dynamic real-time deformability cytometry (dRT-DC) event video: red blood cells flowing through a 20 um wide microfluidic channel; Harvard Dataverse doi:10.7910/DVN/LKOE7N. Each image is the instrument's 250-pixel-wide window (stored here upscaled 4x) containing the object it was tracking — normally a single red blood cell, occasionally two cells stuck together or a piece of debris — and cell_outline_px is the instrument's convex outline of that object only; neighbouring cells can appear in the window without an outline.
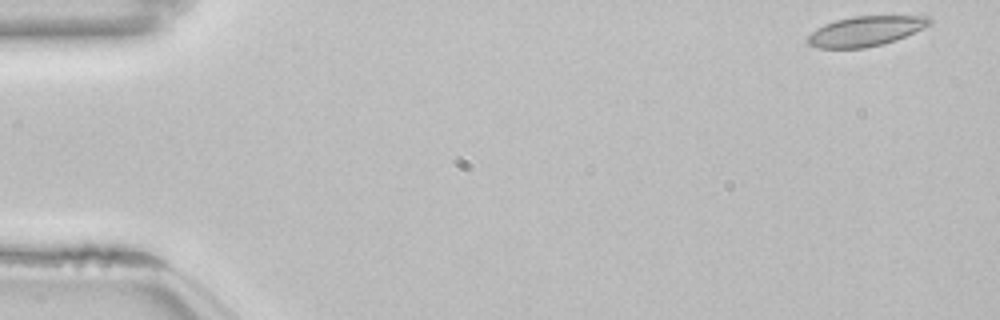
{"species": "common noctule bat (a hibernating species)", "species_latin": "Nyctalus noctula", "temperature_condition": "room temperature", "stored_images_in_passage": 52, "camera_frame_rate_fps": 3000, "um_per_image_px": 0.085, "animal": {"sex": "female", "body_mass_g": 22.7, "forearm_length_mm": 54.2}, "frame": {"image": 1, "passage_image": 1, "time_ms": 0.0, "image_size_px": [1000, 320], "cell_outline_px": [[932, 24], [924, 28], [896, 40], [864, 48], [816, 48], [808, 44], [804, 40], [804, 36], [816, 28], [824, 24], [836, 20], [852, 16], [928, 16], [932, 20]], "centroid_in_image_um": [73.51, 2.65], "position_along_channel_um": 11.5, "area_um2": 21.5}}
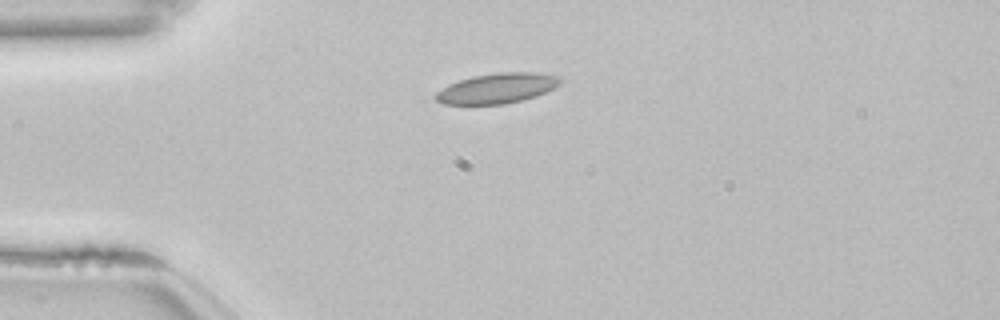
{"frame": {"image": 2, "passage_image": 12, "time_ms": 3.667, "image_size_px": [1000, 320], "cell_outline_px": [[560, 84], [536, 96], [524, 100], [504, 104], [444, 104], [436, 100], [436, 92], [448, 84], [472, 76], [496, 72], [532, 72], [560, 76]], "centroid_in_image_um": [42.24, 7.5], "position_along_channel_um": 42.8, "area_um2": 21.79}}
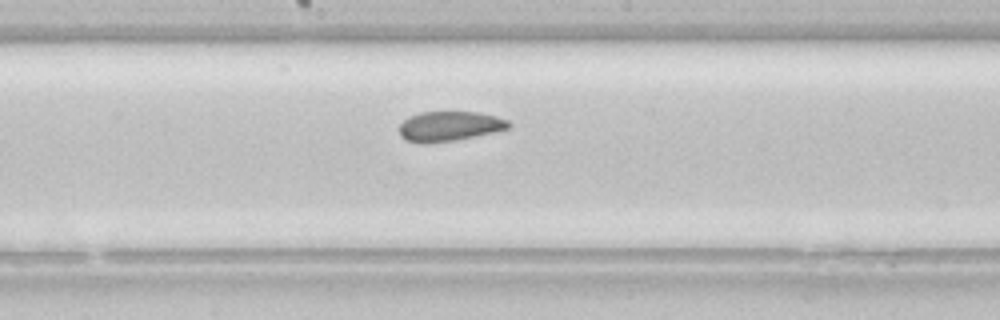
{"frame": {"image": 3, "passage_image": 27, "time_ms": 8.667, "image_size_px": [1000, 320], "cell_outline_px": [[512, 124], [508, 128], [492, 132], [456, 140], [428, 144], [420, 144], [404, 140], [400, 136], [400, 124], [408, 116], [420, 112], [480, 112], [496, 116], [508, 120]], "centroid_in_image_um": [38.16, 10.73], "position_along_channel_um": 210.0, "area_um2": 19.19}, "authors_computed_cell_mechanics": {"area_um2": 20.9814, "velocity_mm_per_s": 3.8279, "shape_relaxation_time_tau1_ms": null, "shape_relaxation_time_tau2_ms": 1.4753, "deformation_change_tau1": null, "deformation_change_tau2": 0.0459}}